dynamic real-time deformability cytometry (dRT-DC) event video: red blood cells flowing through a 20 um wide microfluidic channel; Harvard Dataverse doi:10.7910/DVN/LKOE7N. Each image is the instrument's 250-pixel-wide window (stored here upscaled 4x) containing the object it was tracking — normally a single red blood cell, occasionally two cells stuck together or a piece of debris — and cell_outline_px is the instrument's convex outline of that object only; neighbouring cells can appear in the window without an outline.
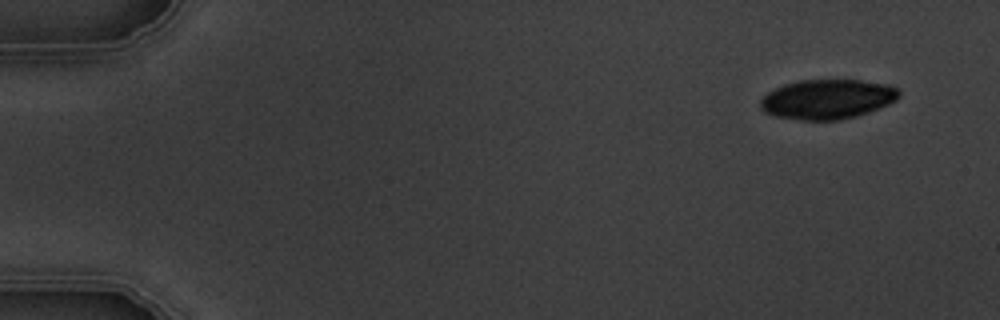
{"species": "common noctule bat (a hibernating species)", "species_latin": "Nyctalus noctula", "temperature_condition": "warm", "stored_images_in_passage": 4, "camera_frame_rate_fps": 3000, "um_per_image_px": 0.085, "animal": {"sex": "male", "body_mass_g": 19.5, "forearm_length_mm": 54.6}, "frame": {"image": 1, "passage_image": 1, "time_ms": 0.0, "image_size_px": [1000, 320], "cell_outline_px": [[900, 96], [896, 100], [888, 104], [868, 112], [856, 116], [840, 120], [800, 120], [776, 116], [764, 112], [760, 108], [760, 100], [768, 92], [784, 84], [800, 80], [860, 80], [888, 84], [900, 88]], "centroid_in_image_um": [70.34, 8.43], "position_along_channel_um": 14.7, "area_um2": 32.14}}